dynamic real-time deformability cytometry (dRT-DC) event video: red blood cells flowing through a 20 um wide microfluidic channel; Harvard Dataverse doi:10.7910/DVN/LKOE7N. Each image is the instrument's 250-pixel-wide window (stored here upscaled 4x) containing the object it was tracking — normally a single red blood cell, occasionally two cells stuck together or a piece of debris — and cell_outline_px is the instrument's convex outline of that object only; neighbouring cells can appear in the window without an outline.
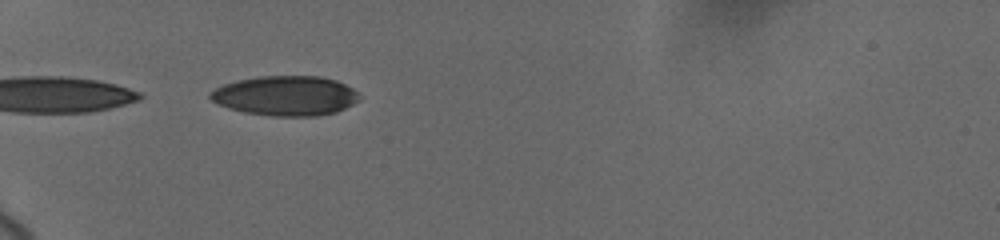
{"species": "human", "species_latin": "Homo sapiens", "temperature_condition": "cold", "stored_images_in_passage": 33, "camera_frame_rate_fps": 3000, "um_per_image_px": 0.085, "donor": {"sex": "female"}, "frame": {"image": 1, "passage_image": 1, "time_ms": 0.0, "image_size_px": [1000, 240], "cell_outline_px": [[364, 96], [360, 100], [336, 112], [316, 116], [272, 116], [244, 112], [228, 108], [216, 104], [208, 96], [208, 92], [224, 84], [236, 80], [260, 76], [320, 76], [336, 80], [352, 88]], "centroid_in_image_um": [24.28, 8.14], "position_along_channel_um": 60.7, "area_um2": 34.85}}
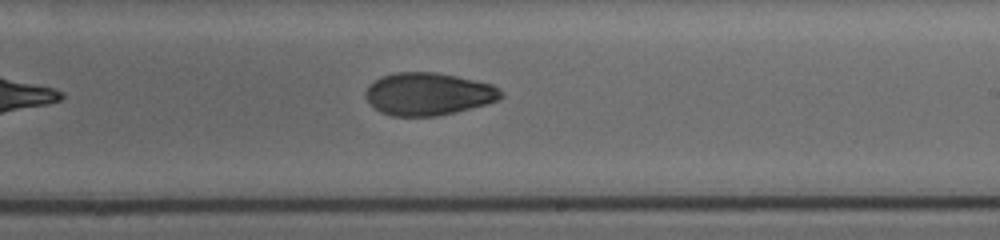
{"frame": {"image": 2, "passage_image": 15, "time_ms": 5.667, "image_size_px": [1000, 240], "cell_outline_px": [[504, 96], [500, 100], [456, 112], [436, 116], [392, 116], [380, 112], [364, 96], [364, 92], [368, 84], [380, 76], [396, 72], [436, 72], [456, 76], [492, 84], [504, 92]], "centroid_in_image_um": [36.4, 7.98], "position_along_channel_um": 252.6, "area_um2": 33.81}}
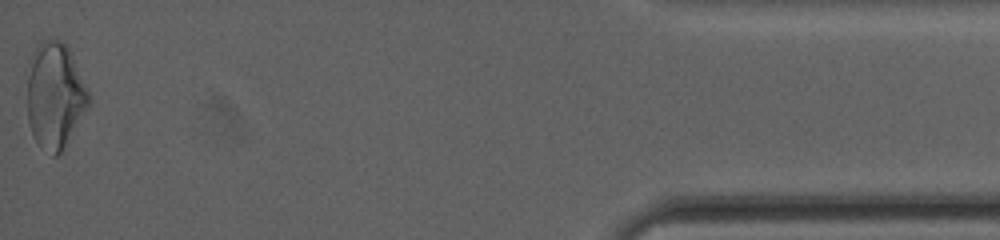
{"frame": {"image": 3, "passage_image": 33, "time_ms": 12.333, "image_size_px": [1000, 240], "cell_outline_px": [[92, 100], [88, 108], [60, 152], [56, 156], [52, 156], [32, 136], [28, 120], [24, 68], [32, 52], [40, 40], [48, 36], [60, 40], [68, 48], [92, 96]], "centroid_in_image_um": [4.62, 8.02], "position_along_channel_um": 430.6, "area_um2": 39.13}, "authors_computed_cell_mechanics": {"area_um2": 34.4488, "velocity_mm_per_s": 3.6935, "shape_relaxation_time_tau1_ms": 7.9579, "shape_relaxation_time_tau2_ms": 4.4617, "deformation_change_tau1": 0.1894, "deformation_change_tau2": 0.0781}}